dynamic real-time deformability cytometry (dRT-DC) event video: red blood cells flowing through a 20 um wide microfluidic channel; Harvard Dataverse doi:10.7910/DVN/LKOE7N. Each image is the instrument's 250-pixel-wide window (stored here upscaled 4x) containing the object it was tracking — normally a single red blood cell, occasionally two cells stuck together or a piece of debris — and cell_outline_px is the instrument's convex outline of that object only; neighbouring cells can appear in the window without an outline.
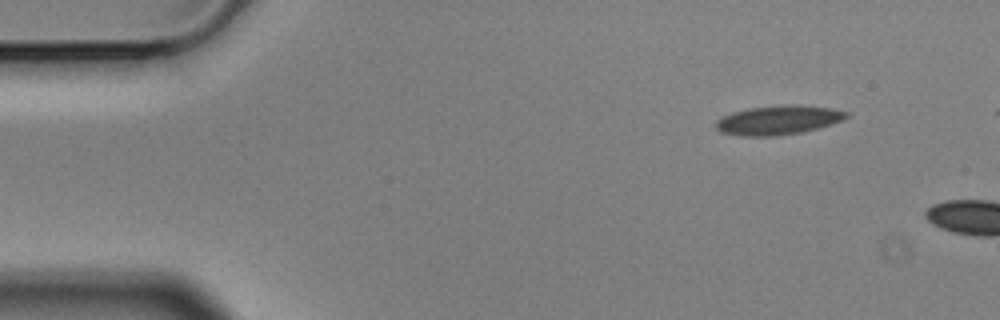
{"species": "Egyptian fruit bat (a non-hibernating species)", "species_latin": "Rousettus aegyptiacus", "temperature_condition": "cold", "stored_images_in_passage": 2, "camera_frame_rate_fps": 3000, "um_per_image_px": 0.085, "animal": {"sex": "male"}, "frame": {"image": 1, "passage_image": 1, "time_ms": 0.0, "image_size_px": [1000, 320], "cell_outline_px": [[852, 116], [844, 120], [816, 128], [800, 132], [776, 136], [740, 136], [720, 132], [716, 128], [716, 120], [732, 112], [748, 108], [784, 104], [796, 104], [832, 108], [848, 112]], "centroid_in_image_um": [66.17, 10.19], "position_along_channel_um": 18.8, "area_um2": 22.37}}